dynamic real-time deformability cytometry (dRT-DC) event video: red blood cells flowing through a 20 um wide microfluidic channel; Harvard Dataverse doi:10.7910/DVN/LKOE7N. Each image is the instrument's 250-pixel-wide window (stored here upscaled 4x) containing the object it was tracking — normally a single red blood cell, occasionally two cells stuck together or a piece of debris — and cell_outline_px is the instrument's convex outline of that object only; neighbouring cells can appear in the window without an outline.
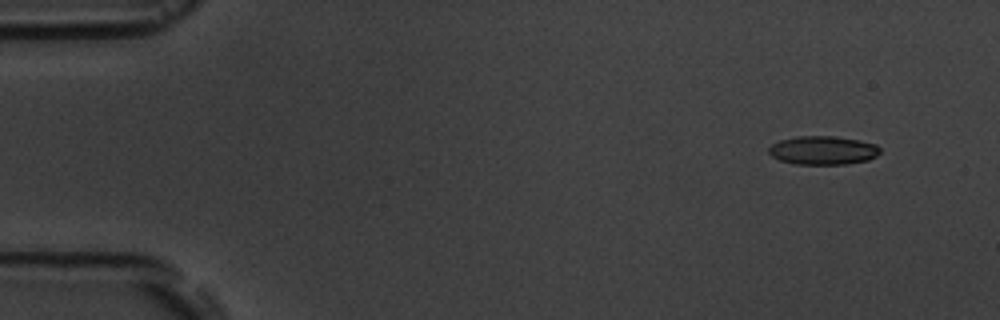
{"species": "common noctule bat (a hibernating species)", "species_latin": "Nyctalus noctula", "temperature_condition": "room temperature", "stored_images_in_passage": 5, "camera_frame_rate_fps": 3000, "um_per_image_px": 0.085, "animal": {"sex": "male", "body_mass_g": 19.5, "forearm_length_mm": 54.6}, "frame": {"image": 1, "passage_image": 2, "time_ms": 1.333, "image_size_px": [1000, 320], "cell_outline_px": [[880, 152], [876, 156], [868, 160], [848, 164], [796, 164], [780, 160], [772, 156], [768, 152], [768, 148], [772, 144], [780, 140], [796, 136], [836, 136], [876, 144], [880, 148]], "centroid_in_image_um": [69.94, 12.78], "position_along_channel_um": 15.1, "area_um2": 18.55}}